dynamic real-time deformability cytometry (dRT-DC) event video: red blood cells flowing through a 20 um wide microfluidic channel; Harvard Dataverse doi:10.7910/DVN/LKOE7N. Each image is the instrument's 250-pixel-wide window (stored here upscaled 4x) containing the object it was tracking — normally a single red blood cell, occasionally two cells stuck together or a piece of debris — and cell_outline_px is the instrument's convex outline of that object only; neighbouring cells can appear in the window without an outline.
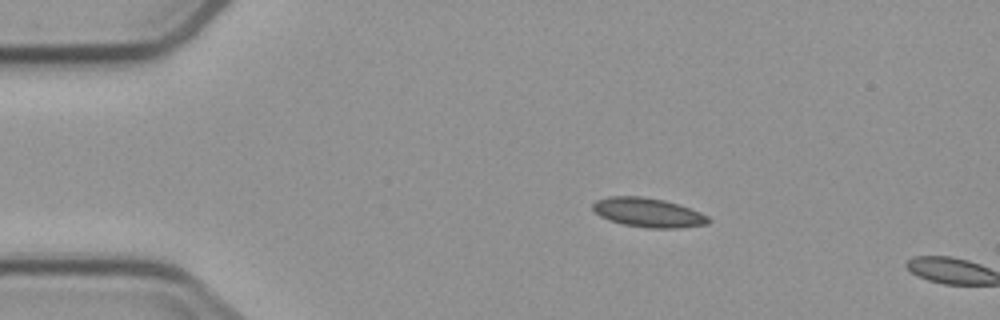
{"species": "common noctule bat (a hibernating species)", "species_latin": "Nyctalus noctula", "temperature_condition": "cold", "stored_images_in_passage": 4, "camera_frame_rate_fps": 3000, "um_per_image_px": 0.085, "animal": {"sex": "male", "body_mass_g": 23.1, "forearm_length_mm": 52.7}, "frame": {"image": 1, "passage_image": 3, "time_ms": 2.333, "image_size_px": [1000, 320], "cell_outline_px": [[712, 220], [708, 224], [680, 228], [648, 228], [624, 224], [608, 220], [600, 216], [592, 208], [592, 204], [596, 200], [608, 196], [640, 196], [664, 200], [700, 212], [708, 216]], "centroid_in_image_um": [55.09, 18.07], "position_along_channel_um": 29.9, "area_um2": 19.65}}